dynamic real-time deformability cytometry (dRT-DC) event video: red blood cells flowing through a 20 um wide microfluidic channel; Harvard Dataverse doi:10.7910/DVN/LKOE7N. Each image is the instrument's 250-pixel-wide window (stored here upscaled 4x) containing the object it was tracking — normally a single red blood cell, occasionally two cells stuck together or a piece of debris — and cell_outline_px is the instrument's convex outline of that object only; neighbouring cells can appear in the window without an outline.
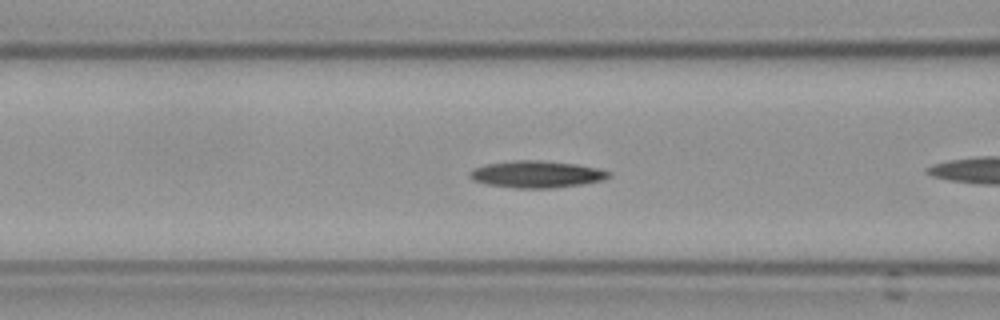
{"species": "Egyptian fruit bat (a non-hibernating species)", "species_latin": "Rousettus aegyptiacus", "temperature_condition": "cold", "stored_images_in_passage": 41, "camera_frame_rate_fps": 3000, "um_per_image_px": 0.085, "frame": {"image": 1, "passage_image": 7, "time_ms": 2.0, "image_size_px": [1000, 320], "cell_outline_px": [[612, 176], [604, 180], [580, 184], [552, 188], [516, 188], [484, 184], [472, 180], [468, 176], [468, 172], [472, 168], [488, 164], [516, 160], [540, 160], [576, 164], [596, 168], [612, 172]], "centroid_in_image_um": [45.58, 14.81], "position_along_channel_um": 121.0, "area_um2": 21.91}}